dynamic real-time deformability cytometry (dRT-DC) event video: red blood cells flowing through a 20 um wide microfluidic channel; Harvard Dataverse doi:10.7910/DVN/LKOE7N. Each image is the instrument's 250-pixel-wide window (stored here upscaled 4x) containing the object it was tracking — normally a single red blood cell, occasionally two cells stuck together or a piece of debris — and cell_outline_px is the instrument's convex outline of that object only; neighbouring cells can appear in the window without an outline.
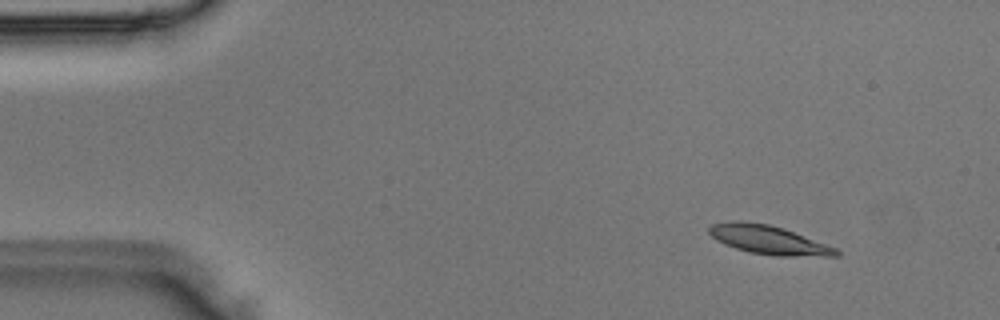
{"species": "Egyptian fruit bat (a non-hibernating species)", "species_latin": "Rousettus aegyptiacus", "temperature_condition": "room temperature", "stored_images_in_passage": 44, "camera_frame_rate_fps": 3000, "um_per_image_px": 0.085, "animal": {"sex": "male"}, "frame": {"image": 1, "passage_image": 1, "time_ms": 0.0, "image_size_px": [1000, 320], "cell_outline_px": [[840, 256], [776, 256], [752, 252], [736, 248], [724, 244], [716, 240], [708, 232], [708, 228], [712, 224], [732, 220], [740, 220], [768, 224], [792, 232], [836, 248], [840, 252]], "centroid_in_image_um": [65.28, 20.38], "position_along_channel_um": 19.7, "area_um2": 20.98}}
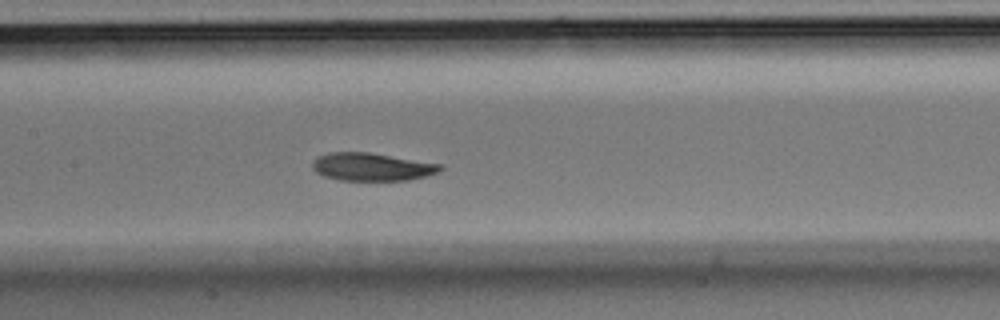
{"frame": {"image": 2, "passage_image": 19, "time_ms": 6.0, "image_size_px": [1000, 320], "cell_outline_px": [[444, 168], [440, 172], [408, 180], [336, 180], [324, 176], [316, 172], [312, 168], [312, 160], [316, 156], [328, 152], [368, 152], [444, 164]], "centroid_in_image_um": [31.6, 14.17], "position_along_channel_um": 175.8, "area_um2": 21.04}}
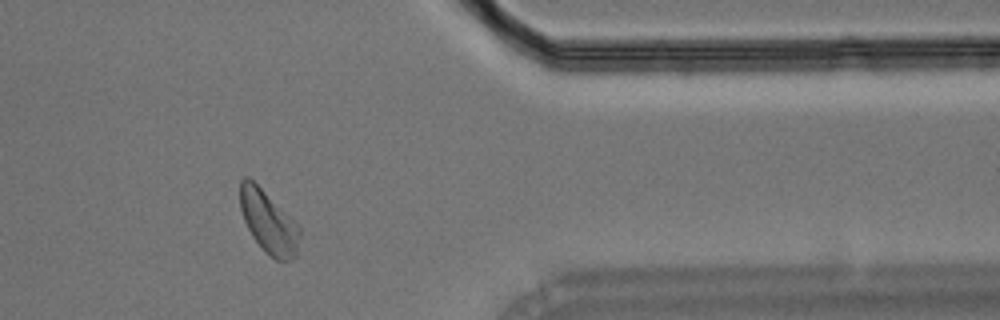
{"frame": {"image": 3, "passage_image": 36, "time_ms": 11.667, "image_size_px": [1000, 320], "cell_outline_px": [[300, 236], [296, 256], [288, 260], [276, 260], [252, 236], [244, 220], [240, 208], [240, 180], [244, 176], [248, 176], [300, 228]], "centroid_in_image_um": [22.8, 18.86], "position_along_channel_um": 388.6, "area_um2": 20.81}}